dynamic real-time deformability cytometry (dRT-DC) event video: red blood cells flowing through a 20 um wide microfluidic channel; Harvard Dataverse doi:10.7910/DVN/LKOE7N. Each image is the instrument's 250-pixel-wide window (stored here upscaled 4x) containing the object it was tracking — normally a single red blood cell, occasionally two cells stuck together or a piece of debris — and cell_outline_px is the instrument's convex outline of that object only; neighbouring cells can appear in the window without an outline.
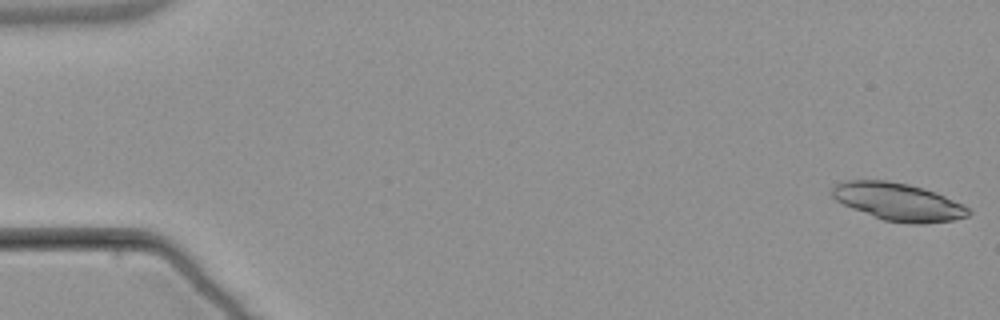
{"species": "common noctule bat (a hibernating species)", "species_latin": "Nyctalus noctula", "temperature_condition": "warm", "stored_images_in_passage": 6, "camera_frame_rate_fps": 3000, "um_per_image_px": 0.085, "animal": {"sex": "male", "body_mass_g": 21.5, "forearm_length_mm": 52.0}, "frame": {"image": 1, "passage_image": 1, "time_ms": 0.0, "image_size_px": [1000, 320], "cell_outline_px": [[972, 212], [968, 216], [952, 220], [920, 224], [912, 224], [884, 220], [852, 208], [836, 200], [832, 196], [832, 188], [836, 184], [844, 180], [888, 180], [908, 184], [924, 188], [936, 192], [964, 204]], "centroid_in_image_um": [76.37, 17.14], "position_along_channel_um": 8.6, "area_um2": 29.88}}